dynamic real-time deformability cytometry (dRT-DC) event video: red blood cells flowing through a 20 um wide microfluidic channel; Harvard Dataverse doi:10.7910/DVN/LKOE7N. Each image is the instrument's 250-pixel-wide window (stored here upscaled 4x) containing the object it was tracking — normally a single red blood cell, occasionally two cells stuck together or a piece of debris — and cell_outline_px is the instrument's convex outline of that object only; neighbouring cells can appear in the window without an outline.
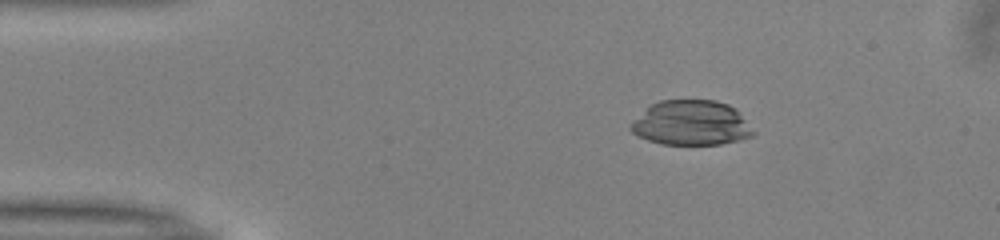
{"species": "common noctule bat (a hibernating species)", "species_latin": "Nyctalus noctula", "temperature_condition": "warm", "stored_images_in_passage": 50, "camera_frame_rate_fps": 3000, "um_per_image_px": 0.085, "animal": {"sex": "male", "body_mass_g": 13.0, "forearm_length_mm": 53.1}, "frame": {"image": 1, "passage_image": 8, "time_ms": 2.333, "image_size_px": [1000, 240], "cell_outline_px": [[756, 132], [752, 136], [740, 140], [720, 144], [660, 144], [648, 140], [632, 132], [628, 128], [628, 124], [632, 120], [652, 104], [660, 100], [716, 100], [728, 104], [736, 108]], "centroid_in_image_um": [58.76, 10.45], "position_along_channel_um": 26.2, "area_um2": 32.19}}
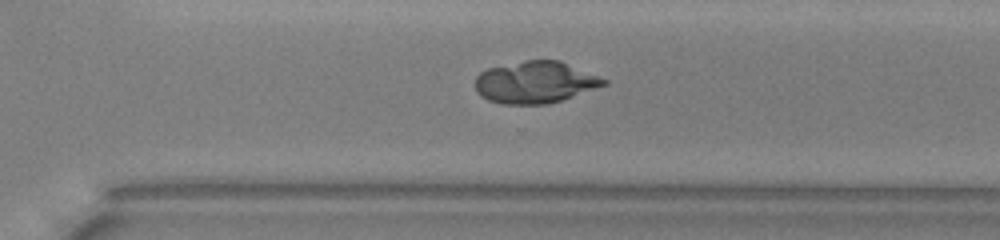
{"frame": {"image": 2, "passage_image": 35, "time_ms": 11.333, "image_size_px": [1000, 240], "cell_outline_px": [[608, 84], [548, 104], [504, 104], [488, 100], [480, 96], [476, 92], [476, 76], [480, 72], [488, 68], [528, 60], [560, 60], [608, 80]], "centroid_in_image_um": [45.48, 6.99], "position_along_channel_um": 325.1, "area_um2": 31.15}}
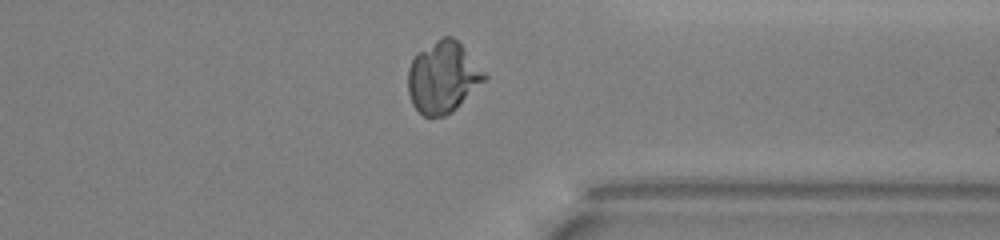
{"frame": {"image": 3, "passage_image": 39, "time_ms": 12.667, "image_size_px": [1000, 240], "cell_outline_px": [[488, 80], [452, 112], [444, 116], [424, 116], [412, 104], [408, 92], [408, 68], [416, 52], [436, 40], [444, 36], [452, 36], [464, 48], [488, 76]], "centroid_in_image_um": [37.66, 6.57], "position_along_channel_um": 373.7, "area_um2": 31.91}}